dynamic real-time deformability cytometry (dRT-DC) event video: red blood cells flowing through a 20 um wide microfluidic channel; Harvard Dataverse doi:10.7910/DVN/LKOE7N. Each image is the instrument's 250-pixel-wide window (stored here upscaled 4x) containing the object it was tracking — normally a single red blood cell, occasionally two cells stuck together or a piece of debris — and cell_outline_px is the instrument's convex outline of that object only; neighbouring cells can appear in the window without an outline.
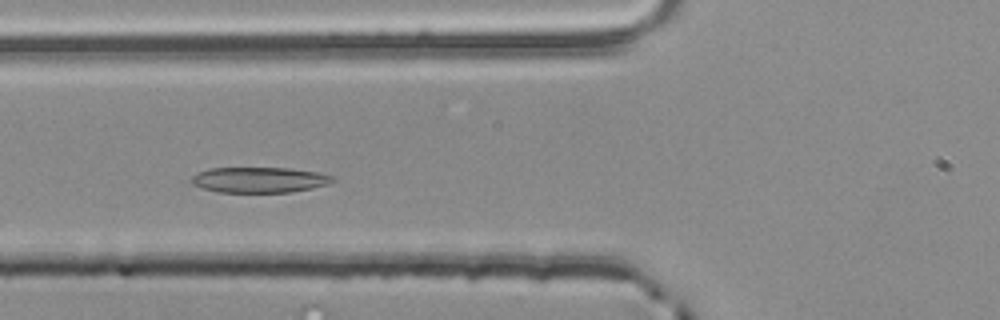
{"species": "common noctule bat (a hibernating species)", "species_latin": "Nyctalus noctula", "temperature_condition": "room temperature", "stored_images_in_passage": 48, "camera_frame_rate_fps": 3000, "um_per_image_px": 0.085, "animal": {"sex": "male", "body_mass_g": 20.4}, "frame": {"image": 1, "passage_image": 14, "time_ms": 4.333, "image_size_px": [1000, 320], "cell_outline_px": [[336, 180], [328, 184], [312, 188], [292, 192], [220, 192], [204, 188], [192, 184], [188, 180], [192, 176], [208, 168], [288, 168], [316, 172], [332, 176]], "centroid_in_image_um": [22.03, 15.29], "position_along_channel_um": 103.8, "area_um2": 20.92}}
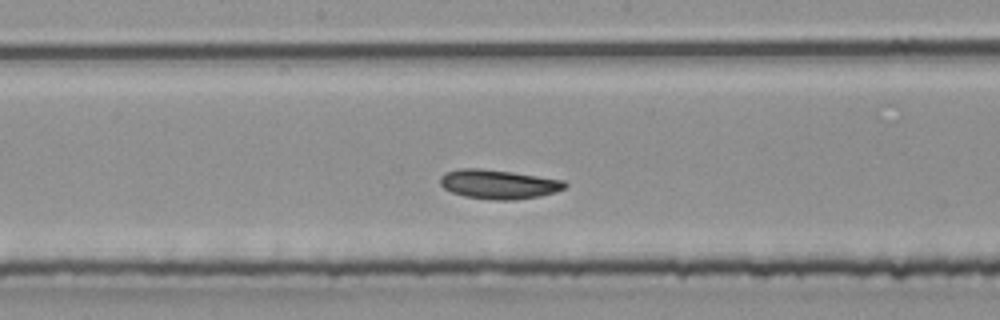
{"frame": {"image": 2, "passage_image": 22, "time_ms": 7.0, "image_size_px": [1000, 320], "cell_outline_px": [[568, 184], [564, 188], [556, 192], [540, 196], [512, 200], [496, 200], [464, 196], [452, 192], [444, 188], [440, 184], [440, 176], [444, 172], [460, 168], [476, 168], [512, 172], [564, 180]], "centroid_in_image_um": [42.36, 15.65], "position_along_channel_um": 205.8, "area_um2": 21.21}}
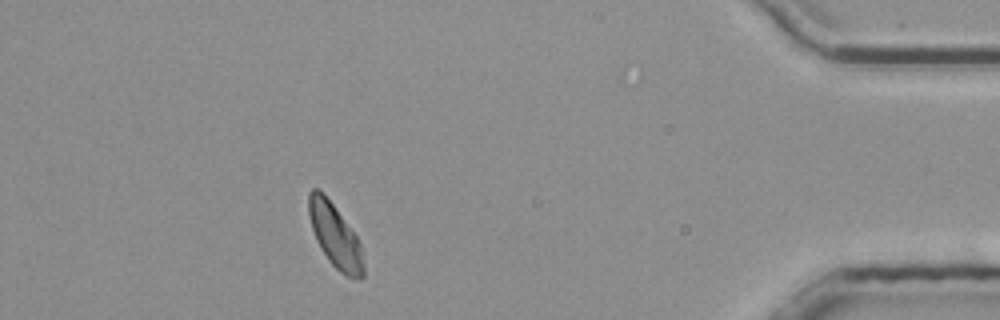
{"frame": {"image": 3, "passage_image": 42, "time_ms": 13.667, "image_size_px": [1000, 320], "cell_outline_px": [[364, 276], [348, 276], [340, 272], [328, 260], [320, 248], [316, 240], [312, 228], [308, 212], [308, 192], [312, 188], [316, 188], [332, 204], [356, 236], [360, 244], [364, 264]], "centroid_in_image_um": [28.45, 20.04], "position_along_channel_um": 406.7, "area_um2": 19.65}, "authors_computed_cell_mechanics": {"area_um2": 20.808, "velocity_mm_per_s": 3.819, "shape_relaxation_time_tau1_ms": 2.1503, "shape_relaxation_time_tau2_ms": 1.9731, "deformation_change_tau1": 0.0902, "deformation_change_tau2": 0.0661}}